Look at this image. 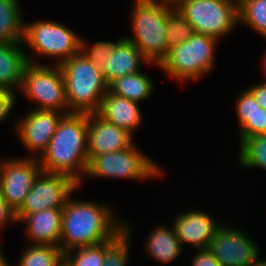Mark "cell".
Here are the masks:
<instances>
[{
    "label": "cell",
    "mask_w": 266,
    "mask_h": 266,
    "mask_svg": "<svg viewBox=\"0 0 266 266\" xmlns=\"http://www.w3.org/2000/svg\"><path fill=\"white\" fill-rule=\"evenodd\" d=\"M141 61L148 62L132 42L125 37L121 38L113 52L105 59L103 75L106 83L109 84L118 77L139 72Z\"/></svg>",
    "instance_id": "obj_19"
},
{
    "label": "cell",
    "mask_w": 266,
    "mask_h": 266,
    "mask_svg": "<svg viewBox=\"0 0 266 266\" xmlns=\"http://www.w3.org/2000/svg\"><path fill=\"white\" fill-rule=\"evenodd\" d=\"M133 135L108 122L97 112L88 113L87 155L89 160L100 154L112 153L131 146Z\"/></svg>",
    "instance_id": "obj_13"
},
{
    "label": "cell",
    "mask_w": 266,
    "mask_h": 266,
    "mask_svg": "<svg viewBox=\"0 0 266 266\" xmlns=\"http://www.w3.org/2000/svg\"><path fill=\"white\" fill-rule=\"evenodd\" d=\"M139 109L137 102L107 91L97 113L108 122L133 134L142 120Z\"/></svg>",
    "instance_id": "obj_18"
},
{
    "label": "cell",
    "mask_w": 266,
    "mask_h": 266,
    "mask_svg": "<svg viewBox=\"0 0 266 266\" xmlns=\"http://www.w3.org/2000/svg\"><path fill=\"white\" fill-rule=\"evenodd\" d=\"M240 144L238 161L244 168L266 169V134L252 136Z\"/></svg>",
    "instance_id": "obj_25"
},
{
    "label": "cell",
    "mask_w": 266,
    "mask_h": 266,
    "mask_svg": "<svg viewBox=\"0 0 266 266\" xmlns=\"http://www.w3.org/2000/svg\"><path fill=\"white\" fill-rule=\"evenodd\" d=\"M242 231L220 225L208 249L222 266H248L258 255V245Z\"/></svg>",
    "instance_id": "obj_12"
},
{
    "label": "cell",
    "mask_w": 266,
    "mask_h": 266,
    "mask_svg": "<svg viewBox=\"0 0 266 266\" xmlns=\"http://www.w3.org/2000/svg\"><path fill=\"white\" fill-rule=\"evenodd\" d=\"M213 219L204 211H187L175 219L172 227L181 243H190L198 249H204L209 247L220 226Z\"/></svg>",
    "instance_id": "obj_15"
},
{
    "label": "cell",
    "mask_w": 266,
    "mask_h": 266,
    "mask_svg": "<svg viewBox=\"0 0 266 266\" xmlns=\"http://www.w3.org/2000/svg\"><path fill=\"white\" fill-rule=\"evenodd\" d=\"M63 208L44 209L29 215H16L19 222L27 221V234L32 245H51L61 244V223Z\"/></svg>",
    "instance_id": "obj_16"
},
{
    "label": "cell",
    "mask_w": 266,
    "mask_h": 266,
    "mask_svg": "<svg viewBox=\"0 0 266 266\" xmlns=\"http://www.w3.org/2000/svg\"><path fill=\"white\" fill-rule=\"evenodd\" d=\"M87 113L65 114L59 121L39 163L46 173L63 174L81 185L89 158L87 155ZM78 171V172H77Z\"/></svg>",
    "instance_id": "obj_1"
},
{
    "label": "cell",
    "mask_w": 266,
    "mask_h": 266,
    "mask_svg": "<svg viewBox=\"0 0 266 266\" xmlns=\"http://www.w3.org/2000/svg\"><path fill=\"white\" fill-rule=\"evenodd\" d=\"M38 158L28 156L0 163V191L8 205L16 212L42 172Z\"/></svg>",
    "instance_id": "obj_11"
},
{
    "label": "cell",
    "mask_w": 266,
    "mask_h": 266,
    "mask_svg": "<svg viewBox=\"0 0 266 266\" xmlns=\"http://www.w3.org/2000/svg\"><path fill=\"white\" fill-rule=\"evenodd\" d=\"M0 266H10V265H8L6 258L2 254L1 249H0Z\"/></svg>",
    "instance_id": "obj_36"
},
{
    "label": "cell",
    "mask_w": 266,
    "mask_h": 266,
    "mask_svg": "<svg viewBox=\"0 0 266 266\" xmlns=\"http://www.w3.org/2000/svg\"><path fill=\"white\" fill-rule=\"evenodd\" d=\"M78 187L79 183L71 177L42 171L35 178L22 206L15 213L29 215L44 209L63 208L70 198L69 195Z\"/></svg>",
    "instance_id": "obj_10"
},
{
    "label": "cell",
    "mask_w": 266,
    "mask_h": 266,
    "mask_svg": "<svg viewBox=\"0 0 266 266\" xmlns=\"http://www.w3.org/2000/svg\"><path fill=\"white\" fill-rule=\"evenodd\" d=\"M217 40L194 32L186 41L170 49L158 66L176 80L198 79L214 67Z\"/></svg>",
    "instance_id": "obj_5"
},
{
    "label": "cell",
    "mask_w": 266,
    "mask_h": 266,
    "mask_svg": "<svg viewBox=\"0 0 266 266\" xmlns=\"http://www.w3.org/2000/svg\"><path fill=\"white\" fill-rule=\"evenodd\" d=\"M193 261V266H222L208 248L199 249Z\"/></svg>",
    "instance_id": "obj_32"
},
{
    "label": "cell",
    "mask_w": 266,
    "mask_h": 266,
    "mask_svg": "<svg viewBox=\"0 0 266 266\" xmlns=\"http://www.w3.org/2000/svg\"><path fill=\"white\" fill-rule=\"evenodd\" d=\"M120 40L121 39H118L115 43L109 41H98L94 43L91 49L88 50L86 43L81 39L80 52H82L95 66L104 71L105 59L113 52L115 45Z\"/></svg>",
    "instance_id": "obj_30"
},
{
    "label": "cell",
    "mask_w": 266,
    "mask_h": 266,
    "mask_svg": "<svg viewBox=\"0 0 266 266\" xmlns=\"http://www.w3.org/2000/svg\"><path fill=\"white\" fill-rule=\"evenodd\" d=\"M15 96L16 94L13 92L0 89V122L10 115V111L15 104Z\"/></svg>",
    "instance_id": "obj_31"
},
{
    "label": "cell",
    "mask_w": 266,
    "mask_h": 266,
    "mask_svg": "<svg viewBox=\"0 0 266 266\" xmlns=\"http://www.w3.org/2000/svg\"><path fill=\"white\" fill-rule=\"evenodd\" d=\"M147 249L150 255L160 263H169L182 251V243L176 236L174 228L168 229L158 226L149 235Z\"/></svg>",
    "instance_id": "obj_22"
},
{
    "label": "cell",
    "mask_w": 266,
    "mask_h": 266,
    "mask_svg": "<svg viewBox=\"0 0 266 266\" xmlns=\"http://www.w3.org/2000/svg\"><path fill=\"white\" fill-rule=\"evenodd\" d=\"M236 102L240 143L252 136L266 134V110L258 105L254 96L246 90Z\"/></svg>",
    "instance_id": "obj_20"
},
{
    "label": "cell",
    "mask_w": 266,
    "mask_h": 266,
    "mask_svg": "<svg viewBox=\"0 0 266 266\" xmlns=\"http://www.w3.org/2000/svg\"><path fill=\"white\" fill-rule=\"evenodd\" d=\"M175 6L196 33L215 39L228 34L239 21L238 0H180Z\"/></svg>",
    "instance_id": "obj_6"
},
{
    "label": "cell",
    "mask_w": 266,
    "mask_h": 266,
    "mask_svg": "<svg viewBox=\"0 0 266 266\" xmlns=\"http://www.w3.org/2000/svg\"><path fill=\"white\" fill-rule=\"evenodd\" d=\"M167 2V53L170 49L186 41L195 31L187 19Z\"/></svg>",
    "instance_id": "obj_26"
},
{
    "label": "cell",
    "mask_w": 266,
    "mask_h": 266,
    "mask_svg": "<svg viewBox=\"0 0 266 266\" xmlns=\"http://www.w3.org/2000/svg\"><path fill=\"white\" fill-rule=\"evenodd\" d=\"M22 89L38 110L67 109L65 81L59 65L55 69L41 63H28L23 73ZM67 107V108H66Z\"/></svg>",
    "instance_id": "obj_9"
},
{
    "label": "cell",
    "mask_w": 266,
    "mask_h": 266,
    "mask_svg": "<svg viewBox=\"0 0 266 266\" xmlns=\"http://www.w3.org/2000/svg\"><path fill=\"white\" fill-rule=\"evenodd\" d=\"M10 220L17 221L16 213L5 201L0 191V228Z\"/></svg>",
    "instance_id": "obj_33"
},
{
    "label": "cell",
    "mask_w": 266,
    "mask_h": 266,
    "mask_svg": "<svg viewBox=\"0 0 266 266\" xmlns=\"http://www.w3.org/2000/svg\"><path fill=\"white\" fill-rule=\"evenodd\" d=\"M24 42H0V89L14 92L15 88L21 90L23 73L28 63L35 64L31 56L22 49ZM18 85V86H17ZM15 87V88H14Z\"/></svg>",
    "instance_id": "obj_17"
},
{
    "label": "cell",
    "mask_w": 266,
    "mask_h": 266,
    "mask_svg": "<svg viewBox=\"0 0 266 266\" xmlns=\"http://www.w3.org/2000/svg\"><path fill=\"white\" fill-rule=\"evenodd\" d=\"M23 41L39 55L57 57L60 65L66 59L80 52L81 38L65 25L53 21L24 23Z\"/></svg>",
    "instance_id": "obj_8"
},
{
    "label": "cell",
    "mask_w": 266,
    "mask_h": 266,
    "mask_svg": "<svg viewBox=\"0 0 266 266\" xmlns=\"http://www.w3.org/2000/svg\"><path fill=\"white\" fill-rule=\"evenodd\" d=\"M263 65H264V66H263V67H264L263 69H264V72H265V71H266V55H265V57H264V64H263Z\"/></svg>",
    "instance_id": "obj_38"
},
{
    "label": "cell",
    "mask_w": 266,
    "mask_h": 266,
    "mask_svg": "<svg viewBox=\"0 0 266 266\" xmlns=\"http://www.w3.org/2000/svg\"><path fill=\"white\" fill-rule=\"evenodd\" d=\"M117 221L110 207L69 198L62 213L61 251L112 240L124 228Z\"/></svg>",
    "instance_id": "obj_2"
},
{
    "label": "cell",
    "mask_w": 266,
    "mask_h": 266,
    "mask_svg": "<svg viewBox=\"0 0 266 266\" xmlns=\"http://www.w3.org/2000/svg\"><path fill=\"white\" fill-rule=\"evenodd\" d=\"M239 21L266 38V0H238Z\"/></svg>",
    "instance_id": "obj_27"
},
{
    "label": "cell",
    "mask_w": 266,
    "mask_h": 266,
    "mask_svg": "<svg viewBox=\"0 0 266 266\" xmlns=\"http://www.w3.org/2000/svg\"><path fill=\"white\" fill-rule=\"evenodd\" d=\"M132 42L150 63L159 65L167 56V1L135 0Z\"/></svg>",
    "instance_id": "obj_4"
},
{
    "label": "cell",
    "mask_w": 266,
    "mask_h": 266,
    "mask_svg": "<svg viewBox=\"0 0 266 266\" xmlns=\"http://www.w3.org/2000/svg\"><path fill=\"white\" fill-rule=\"evenodd\" d=\"M19 263V266H63L64 254L60 246L31 245Z\"/></svg>",
    "instance_id": "obj_24"
},
{
    "label": "cell",
    "mask_w": 266,
    "mask_h": 266,
    "mask_svg": "<svg viewBox=\"0 0 266 266\" xmlns=\"http://www.w3.org/2000/svg\"><path fill=\"white\" fill-rule=\"evenodd\" d=\"M168 3H170L171 5L173 4V6H174V4L175 3H177L178 1H180V0H166Z\"/></svg>",
    "instance_id": "obj_37"
},
{
    "label": "cell",
    "mask_w": 266,
    "mask_h": 266,
    "mask_svg": "<svg viewBox=\"0 0 266 266\" xmlns=\"http://www.w3.org/2000/svg\"><path fill=\"white\" fill-rule=\"evenodd\" d=\"M247 90L254 96L258 105L266 110V84H258Z\"/></svg>",
    "instance_id": "obj_34"
},
{
    "label": "cell",
    "mask_w": 266,
    "mask_h": 266,
    "mask_svg": "<svg viewBox=\"0 0 266 266\" xmlns=\"http://www.w3.org/2000/svg\"><path fill=\"white\" fill-rule=\"evenodd\" d=\"M59 112L61 111L34 109L18 123L16 129L27 150L42 154L46 151L59 121L65 114H69Z\"/></svg>",
    "instance_id": "obj_14"
},
{
    "label": "cell",
    "mask_w": 266,
    "mask_h": 266,
    "mask_svg": "<svg viewBox=\"0 0 266 266\" xmlns=\"http://www.w3.org/2000/svg\"><path fill=\"white\" fill-rule=\"evenodd\" d=\"M69 113H96L108 91L103 71L82 52L66 59L60 65ZM72 108V109H71Z\"/></svg>",
    "instance_id": "obj_3"
},
{
    "label": "cell",
    "mask_w": 266,
    "mask_h": 266,
    "mask_svg": "<svg viewBox=\"0 0 266 266\" xmlns=\"http://www.w3.org/2000/svg\"><path fill=\"white\" fill-rule=\"evenodd\" d=\"M153 82L141 71L118 77L108 84V92L139 103L153 92Z\"/></svg>",
    "instance_id": "obj_21"
},
{
    "label": "cell",
    "mask_w": 266,
    "mask_h": 266,
    "mask_svg": "<svg viewBox=\"0 0 266 266\" xmlns=\"http://www.w3.org/2000/svg\"><path fill=\"white\" fill-rule=\"evenodd\" d=\"M18 0H0V42H22L24 21Z\"/></svg>",
    "instance_id": "obj_23"
},
{
    "label": "cell",
    "mask_w": 266,
    "mask_h": 266,
    "mask_svg": "<svg viewBox=\"0 0 266 266\" xmlns=\"http://www.w3.org/2000/svg\"><path fill=\"white\" fill-rule=\"evenodd\" d=\"M133 144L123 150L92 157L85 175L102 178L144 179L161 176L163 173L149 158Z\"/></svg>",
    "instance_id": "obj_7"
},
{
    "label": "cell",
    "mask_w": 266,
    "mask_h": 266,
    "mask_svg": "<svg viewBox=\"0 0 266 266\" xmlns=\"http://www.w3.org/2000/svg\"><path fill=\"white\" fill-rule=\"evenodd\" d=\"M259 255L248 266H266V261L259 260Z\"/></svg>",
    "instance_id": "obj_35"
},
{
    "label": "cell",
    "mask_w": 266,
    "mask_h": 266,
    "mask_svg": "<svg viewBox=\"0 0 266 266\" xmlns=\"http://www.w3.org/2000/svg\"><path fill=\"white\" fill-rule=\"evenodd\" d=\"M79 251L71 256L72 250L64 253L63 266H103L105 258V242L76 248Z\"/></svg>",
    "instance_id": "obj_29"
},
{
    "label": "cell",
    "mask_w": 266,
    "mask_h": 266,
    "mask_svg": "<svg viewBox=\"0 0 266 266\" xmlns=\"http://www.w3.org/2000/svg\"><path fill=\"white\" fill-rule=\"evenodd\" d=\"M124 228L110 241L105 242V258L103 266H126L128 257V239L130 227Z\"/></svg>",
    "instance_id": "obj_28"
}]
</instances>
